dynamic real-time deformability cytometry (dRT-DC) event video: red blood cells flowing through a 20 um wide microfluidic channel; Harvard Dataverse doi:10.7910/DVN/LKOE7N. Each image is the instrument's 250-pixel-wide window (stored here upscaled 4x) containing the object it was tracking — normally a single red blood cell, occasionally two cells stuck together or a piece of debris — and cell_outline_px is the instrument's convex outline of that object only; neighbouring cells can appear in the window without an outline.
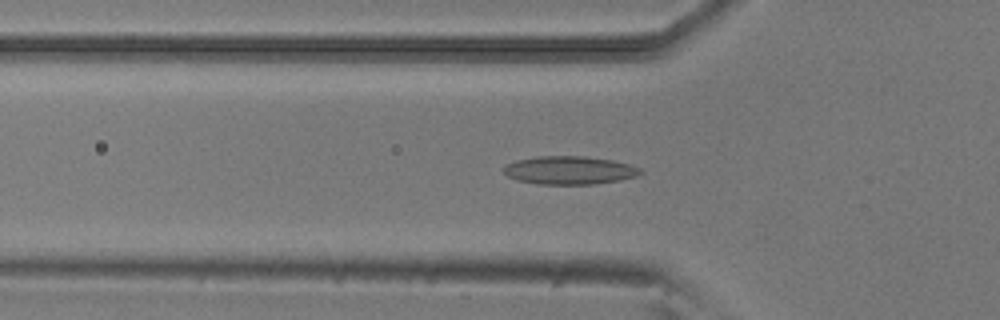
{"species": "common noctule bat (a hibernating species)", "species_latin": "Nyctalus noctula", "temperature_condition": "room temperature", "stored_images_in_passage": 38, "camera_frame_rate_fps": 3000, "um_per_image_px": 0.085, "animal": {"sex": "male", "body_mass_g": 20.5, "forearm_length_mm": 52.5}, "frame": {"image": 1, "passage_image": 4, "time_ms": 1.0, "image_size_px": [1000, 320], "cell_outline_px": [[644, 172], [636, 176], [620, 180], [596, 184], [540, 184], [516, 180], [508, 176], [504, 172], [504, 168], [508, 164], [516, 160], [536, 156], [584, 156], [612, 160], [628, 164], [640, 168]], "centroid_in_image_um": [48.42, 14.47], "position_along_channel_um": 77.4, "area_um2": 22.43}}
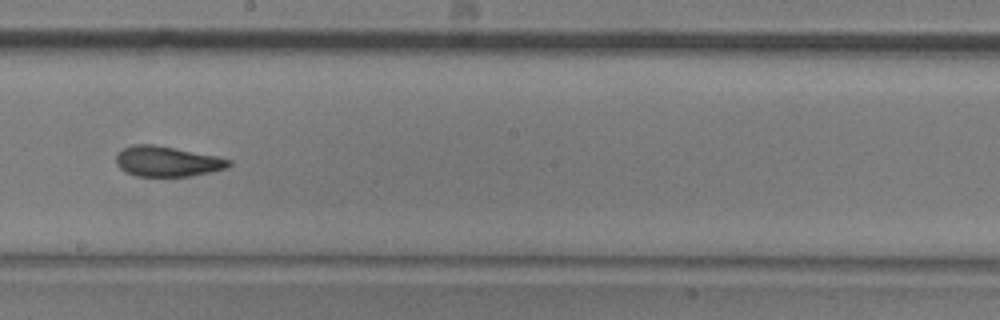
{"frame": {"image": 2, "passage_image": 16, "time_ms": 5.0, "image_size_px": [1000, 320], "cell_outline_px": [[232, 164], [228, 168], [192, 176], [136, 176], [124, 172], [116, 164], [116, 156], [124, 148], [132, 144], [152, 144], [216, 156], [232, 160]], "centroid_in_image_um": [14.21, 13.73], "position_along_channel_um": 234.0, "area_um2": 19.88}}
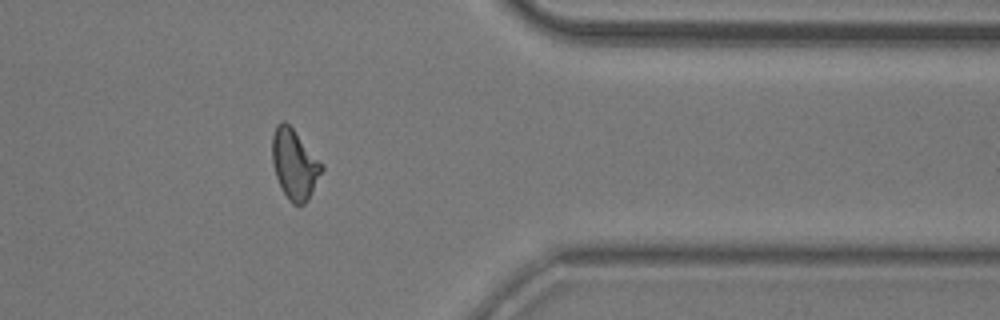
{"frame": {"image": 3, "passage_image": 29, "time_ms": 9.333, "image_size_px": [1000, 320], "cell_outline_px": [[324, 168], [308, 200], [304, 204], [292, 204], [288, 200], [276, 176], [272, 164], [272, 136], [276, 124], [284, 120], [292, 128], [324, 164]], "centroid_in_image_um": [25.04, 13.95], "position_along_channel_um": 386.4, "area_um2": 20.11}, "authors_computed_cell_mechanics": {"area_um2": 19.9988, "velocity_mm_per_s": 3.8894, "shape_relaxation_time_tau1_ms": null, "shape_relaxation_time_tau2_ms": 2.2631, "deformation_change_tau1": null, "deformation_change_tau2": 0.0941}}